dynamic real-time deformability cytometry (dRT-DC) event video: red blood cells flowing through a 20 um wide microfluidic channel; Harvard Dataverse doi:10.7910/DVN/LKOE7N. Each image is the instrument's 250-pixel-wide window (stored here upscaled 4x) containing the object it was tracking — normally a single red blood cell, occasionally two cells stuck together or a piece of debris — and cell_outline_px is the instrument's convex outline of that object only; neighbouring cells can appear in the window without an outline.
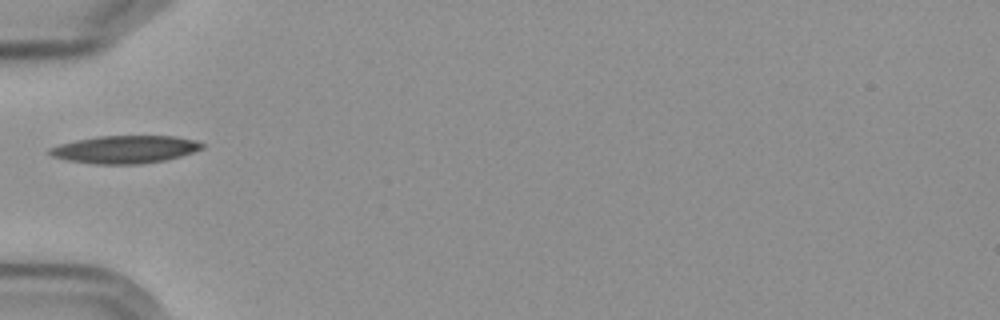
{"species": "Egyptian fruit bat (a non-hibernating species)", "species_latin": "Rousettus aegyptiacus", "temperature_condition": "cold", "stored_images_in_passage": 1, "camera_frame_rate_fps": 3000, "um_per_image_px": 0.085, "frame": {"image": 1, "passage_image": 1, "time_ms": 0.0, "image_size_px": [1000, 320], "cell_outline_px": [[204, 148], [180, 156], [164, 160], [140, 164], [96, 164], [64, 160], [52, 156], [48, 152], [48, 148], [60, 144], [76, 140], [96, 136], [176, 136], [196, 140], [204, 144]], "centroid_in_image_um": [10.61, 12.7], "position_along_channel_um": 74.4, "area_um2": 24.68}}